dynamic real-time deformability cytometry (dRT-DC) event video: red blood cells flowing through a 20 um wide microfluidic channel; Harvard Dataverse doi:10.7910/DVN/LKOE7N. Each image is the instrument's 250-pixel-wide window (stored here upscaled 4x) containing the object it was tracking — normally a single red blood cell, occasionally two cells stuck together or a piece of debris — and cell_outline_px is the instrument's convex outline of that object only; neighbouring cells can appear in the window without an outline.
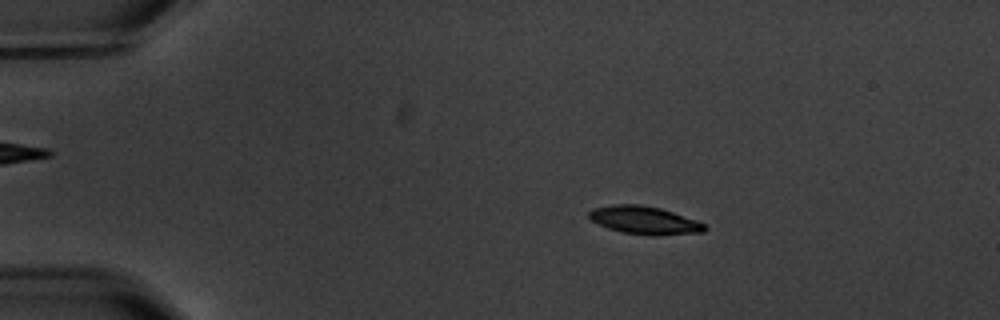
{"species": "common noctule bat (a hibernating species)", "species_latin": "Nyctalus noctula", "temperature_condition": "warm", "stored_images_in_passage": 5, "segment_of_instrument_passage": [1, 2], "camera_frame_rate_fps": 3000, "um_per_image_px": 0.085, "animal": {"sex": "male", "body_mass_g": 20.1, "forearm_length_mm": 53.5}, "frame": {"image": 1, "passage_image": 2, "time_ms": 2.0, "image_size_px": [1000, 320], "cell_outline_px": [[708, 228], [704, 232], [656, 236], [648, 236], [624, 232], [608, 228], [592, 220], [588, 216], [588, 212], [592, 208], [612, 204], [640, 204], [660, 208], [696, 220], [704, 224]], "centroid_in_image_um": [54.78, 18.72], "position_along_channel_um": 30.2, "area_um2": 18.9}}